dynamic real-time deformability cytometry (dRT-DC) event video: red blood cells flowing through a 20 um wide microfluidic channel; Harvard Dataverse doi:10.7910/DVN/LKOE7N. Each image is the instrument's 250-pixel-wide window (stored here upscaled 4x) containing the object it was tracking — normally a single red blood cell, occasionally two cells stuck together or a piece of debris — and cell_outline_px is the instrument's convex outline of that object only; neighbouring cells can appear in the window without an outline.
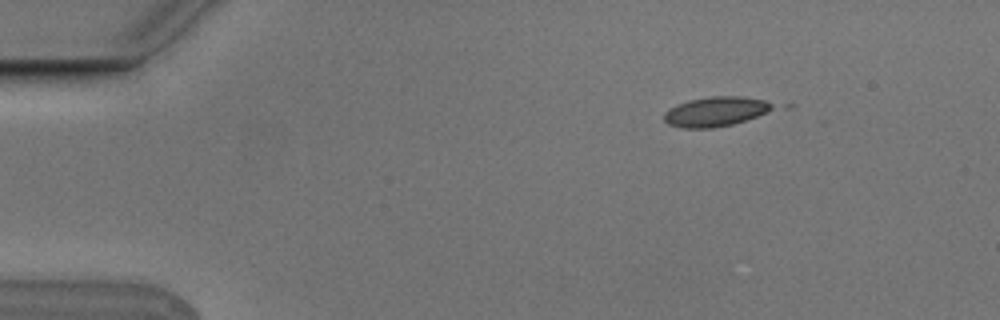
{"species": "Egyptian fruit bat (a non-hibernating species)", "species_latin": "Rousettus aegyptiacus", "temperature_condition": "cold", "stored_images_in_passage": 3, "camera_frame_rate_fps": 3000, "um_per_image_px": 0.085, "animal": {"sex": "male"}, "frame": {"image": 1, "passage_image": 1, "time_ms": 0.0, "image_size_px": [1000, 320], "cell_outline_px": [[772, 108], [756, 116], [732, 124], [712, 128], [684, 128], [668, 124], [664, 120], [664, 112], [676, 104], [688, 100], [712, 96], [740, 96], [764, 100], [772, 104]], "centroid_in_image_um": [60.75, 9.48], "position_along_channel_um": 24.3, "area_um2": 18.44}}